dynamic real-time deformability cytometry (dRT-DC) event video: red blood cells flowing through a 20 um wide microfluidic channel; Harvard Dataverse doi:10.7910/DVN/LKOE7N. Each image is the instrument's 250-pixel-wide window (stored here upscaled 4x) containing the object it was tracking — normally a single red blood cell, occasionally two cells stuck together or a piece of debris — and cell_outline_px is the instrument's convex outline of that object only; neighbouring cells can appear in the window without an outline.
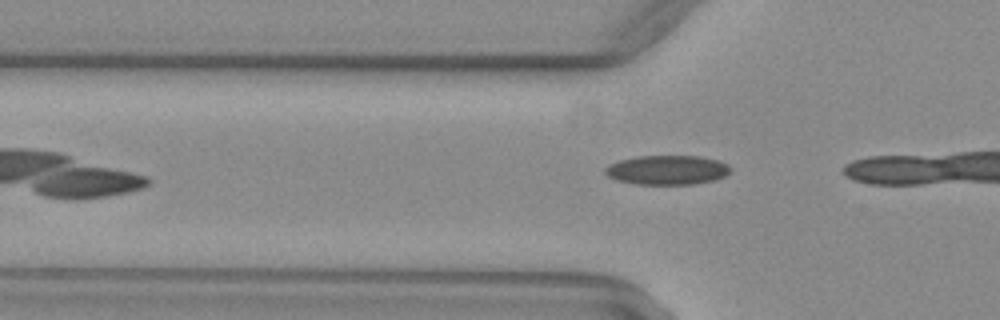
{"species": "common noctule bat (a hibernating species)", "species_latin": "Nyctalus noctula", "temperature_condition": "warm", "stored_images_in_passage": 4, "camera_frame_rate_fps": 3000, "um_per_image_px": 0.085, "animal": {"sex": "female", "body_mass_g": 29.2, "forearm_length_mm": 56.3}, "frame": {"image": 1, "passage_image": 2, "time_ms": 0.333, "image_size_px": [1000, 320], "cell_outline_px": [[728, 172], [724, 176], [716, 180], [696, 184], [636, 184], [616, 180], [608, 176], [604, 172], [604, 168], [608, 164], [620, 160], [636, 156], [700, 156], [716, 160], [728, 164]], "centroid_in_image_um": [56.67, 14.45], "position_along_channel_um": 69.1, "area_um2": 21.44}}